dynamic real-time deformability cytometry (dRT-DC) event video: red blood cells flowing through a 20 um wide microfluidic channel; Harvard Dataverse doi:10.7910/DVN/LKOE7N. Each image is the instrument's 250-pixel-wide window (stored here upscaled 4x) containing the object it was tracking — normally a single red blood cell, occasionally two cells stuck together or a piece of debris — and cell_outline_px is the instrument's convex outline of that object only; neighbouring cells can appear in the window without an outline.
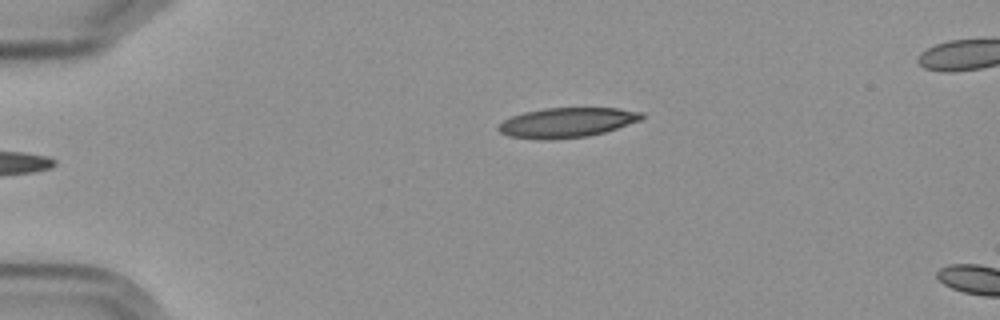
{"species": "Egyptian fruit bat (a non-hibernating species)", "species_latin": "Rousettus aegyptiacus", "temperature_condition": "cold", "stored_images_in_passage": 6, "camera_frame_rate_fps": 3000, "um_per_image_px": 0.085, "frame": {"image": 1, "passage_image": 6, "time_ms": 5.667, "image_size_px": [1000, 320], "cell_outline_px": [[644, 116], [640, 120], [604, 132], [588, 136], [544, 140], [508, 136], [500, 132], [496, 128], [504, 120], [512, 116], [524, 112], [544, 108], [616, 108], [644, 112]], "centroid_in_image_um": [48.17, 10.41], "position_along_channel_um": 36.8, "area_um2": 24.74}}